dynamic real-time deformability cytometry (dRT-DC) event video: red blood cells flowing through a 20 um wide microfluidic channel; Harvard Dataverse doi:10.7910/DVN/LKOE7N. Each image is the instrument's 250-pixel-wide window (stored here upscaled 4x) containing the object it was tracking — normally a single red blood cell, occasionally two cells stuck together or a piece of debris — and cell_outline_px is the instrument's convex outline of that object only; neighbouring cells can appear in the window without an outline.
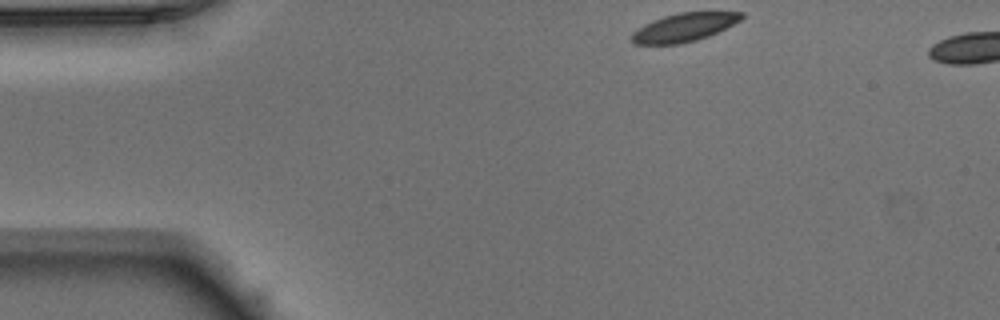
{"species": "Egyptian fruit bat (a non-hibernating species)", "species_latin": "Rousettus aegyptiacus", "temperature_condition": "warm", "stored_images_in_passage": 41, "camera_frame_rate_fps": 3000, "um_per_image_px": 0.085, "animal": {"sex": "male"}, "frame": {"image": 1, "passage_image": 1, "time_ms": 0.0, "image_size_px": [1000, 320], "cell_outline_px": [[744, 16], [740, 20], [708, 36], [696, 40], [680, 44], [632, 44], [632, 32], [644, 24], [652, 20], [664, 16], [680, 12], [744, 12]], "centroid_in_image_um": [58.11, 2.32], "position_along_channel_um": 26.9, "area_um2": 17.98}}
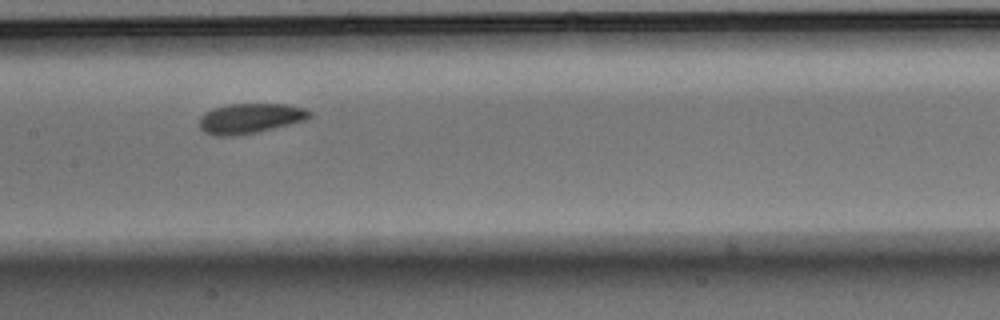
{"frame": {"image": 2, "passage_image": 18, "time_ms": 5.667, "image_size_px": [1000, 320], "cell_outline_px": [[312, 116], [304, 120], [256, 132], [236, 136], [216, 136], [204, 132], [200, 128], [200, 116], [204, 112], [212, 108], [228, 104], [288, 104], [304, 108], [312, 112]], "centroid_in_image_um": [21.23, 10.05], "position_along_channel_um": 186.2, "area_um2": 19.31}}
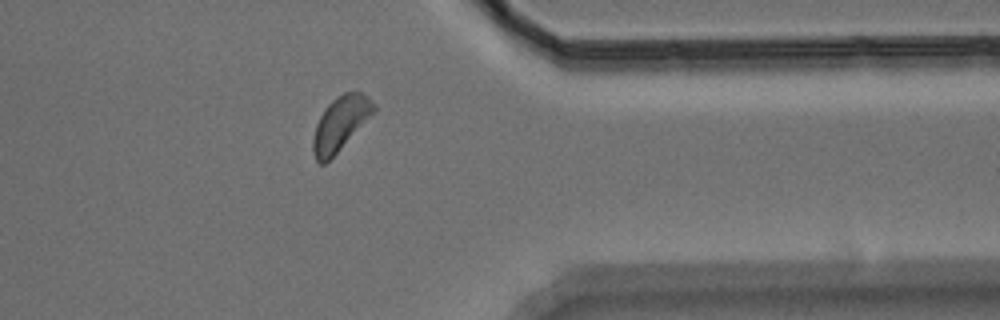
{"frame": {"image": 3, "passage_image": 34, "time_ms": 11.0, "image_size_px": [1000, 320], "cell_outline_px": [[376, 112], [324, 164], [320, 164], [316, 160], [312, 152], [312, 140], [316, 124], [324, 108], [336, 96], [344, 92], [364, 92], [376, 104]], "centroid_in_image_um": [28.94, 10.46], "position_along_channel_um": 382.5, "area_um2": 19.19}}